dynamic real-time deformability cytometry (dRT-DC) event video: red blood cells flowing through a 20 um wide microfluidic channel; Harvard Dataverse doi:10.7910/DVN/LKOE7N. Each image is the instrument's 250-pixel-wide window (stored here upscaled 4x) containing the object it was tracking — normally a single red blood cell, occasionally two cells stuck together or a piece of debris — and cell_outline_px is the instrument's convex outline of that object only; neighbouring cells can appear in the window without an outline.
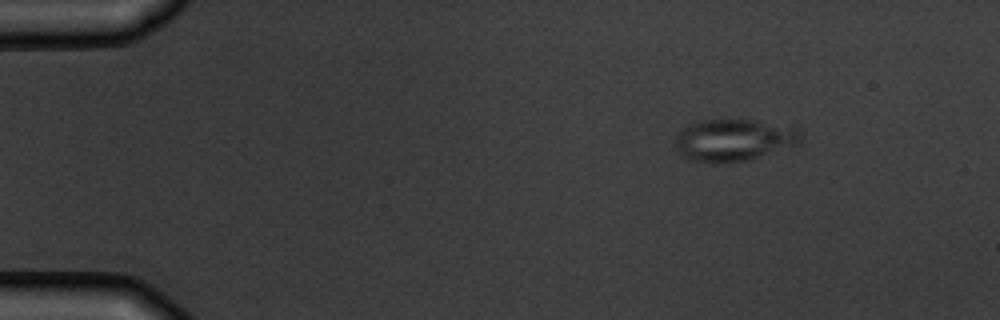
{"species": "common noctule bat (a hibernating species)", "species_latin": "Nyctalus noctula", "temperature_condition": "warm", "stored_images_in_passage": 7, "camera_frame_rate_fps": 3000, "um_per_image_px": 0.085, "animal": {"sex": "male", "body_mass_g": 19.5, "forearm_length_mm": 54.6}, "frame": {"image": 1, "passage_image": 1, "time_ms": 0.0, "image_size_px": [1000, 320], "cell_outline_px": [[804, 136], [796, 144], [748, 160], [728, 164], [712, 164], [692, 160], [680, 156], [676, 148], [676, 136], [688, 124], [700, 120], [756, 120], [796, 128]], "centroid_in_image_um": [62.32, 11.92], "position_along_channel_um": 22.7, "area_um2": 30.81}}
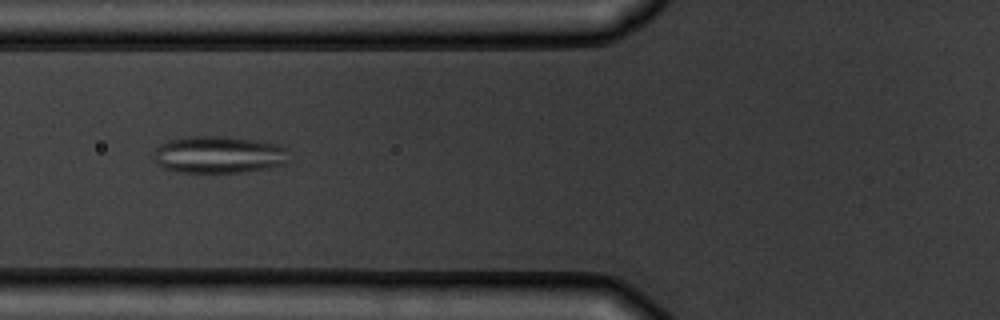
{"frame": {"image": 2, "passage_image": 5, "time_ms": 4.667, "image_size_px": [1000, 320], "cell_outline_px": [[288, 148], [284, 164], [268, 168], [244, 172], [176, 172], [164, 168], [152, 156], [156, 148], [160, 144], [168, 140], [188, 136], [220, 136], [256, 140], [276, 144]], "centroid_in_image_um": [18.56, 13.14], "position_along_channel_um": 107.2, "area_um2": 29.19}}